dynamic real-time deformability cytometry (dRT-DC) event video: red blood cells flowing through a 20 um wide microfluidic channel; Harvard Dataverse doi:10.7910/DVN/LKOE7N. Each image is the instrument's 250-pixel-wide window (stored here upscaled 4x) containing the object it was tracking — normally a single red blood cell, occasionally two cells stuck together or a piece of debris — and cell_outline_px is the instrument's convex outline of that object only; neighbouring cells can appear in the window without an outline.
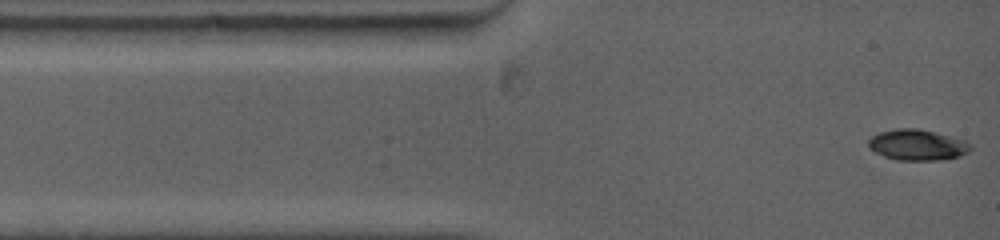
{"species": "common noctule bat (a hibernating species)", "species_latin": "Nyctalus noctula", "temperature_condition": "warm", "stored_images_in_passage": 36, "camera_frame_rate_fps": 5000, "um_per_image_px": 0.085, "animal": {"sex": "female", "body_mass_g": 19.0, "forearm_length_mm": 53.3}, "frame": {"image": 1, "passage_image": 1, "time_ms": 0.0, "image_size_px": [1000, 240], "cell_outline_px": [[972, 148], [968, 152], [960, 156], [940, 160], [896, 160], [884, 156], [868, 148], [868, 140], [872, 136], [880, 132], [896, 128], [916, 128], [964, 140], [972, 144]], "centroid_in_image_um": [77.96, 12.32], "position_along_channel_um": 7.0, "area_um2": 18.26}}
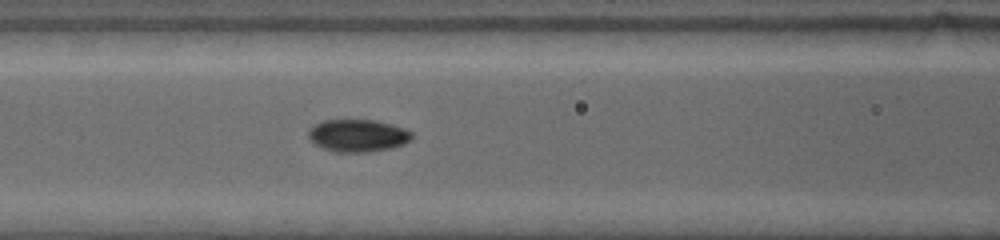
{"frame": {"image": 2, "passage_image": 23, "time_ms": 4.4, "image_size_px": [1000, 240], "cell_outline_px": [[412, 140], [404, 144], [392, 148], [368, 152], [336, 152], [324, 148], [308, 140], [308, 128], [324, 120], [376, 120], [404, 128], [412, 132]], "centroid_in_image_um": [30.41, 11.52], "position_along_channel_um": 136.2, "area_um2": 19.65}}
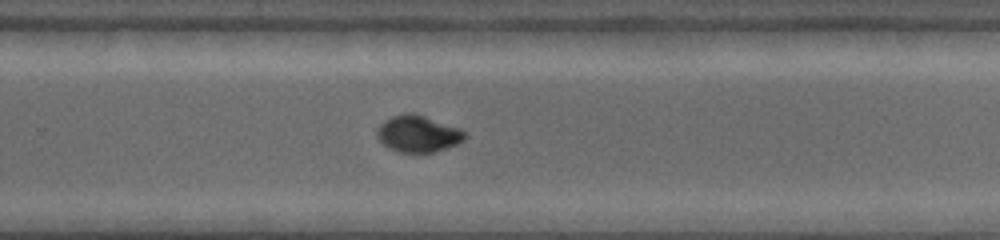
{"frame": {"image": 3, "passage_image": 36, "time_ms": 8.4, "image_size_px": [1000, 240], "cell_outline_px": [[468, 136], [464, 140], [456, 144], [432, 152], [400, 152], [388, 148], [376, 136], [376, 132], [380, 124], [384, 120], [392, 116], [408, 112], [412, 112], [460, 128]], "centroid_in_image_um": [35.52, 11.36], "position_along_channel_um": 294.3, "area_um2": 18.61}}